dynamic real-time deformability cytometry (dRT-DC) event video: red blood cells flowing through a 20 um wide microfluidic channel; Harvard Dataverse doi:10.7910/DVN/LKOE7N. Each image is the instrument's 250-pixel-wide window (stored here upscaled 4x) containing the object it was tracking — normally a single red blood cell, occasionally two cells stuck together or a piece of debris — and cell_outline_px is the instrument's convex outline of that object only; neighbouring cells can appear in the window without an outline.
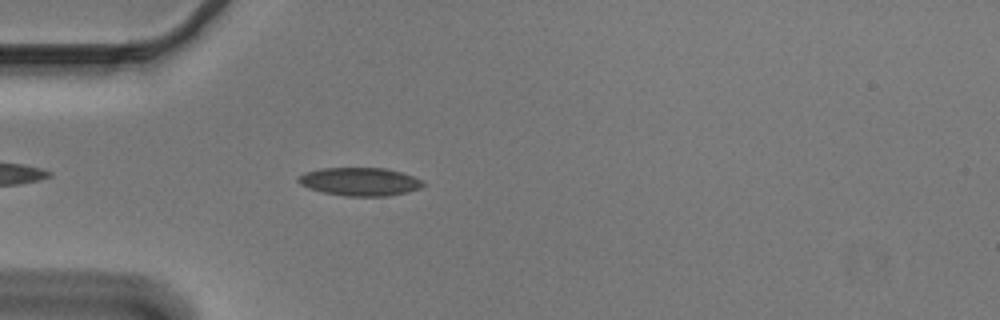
{"species": "Egyptian fruit bat (a non-hibernating species)", "species_latin": "Rousettus aegyptiacus", "temperature_condition": "cold", "stored_images_in_passage": 43, "camera_frame_rate_fps": 3000, "um_per_image_px": 0.085, "animal": {"sex": "male"}, "frame": {"image": 1, "passage_image": 5, "time_ms": 1.333, "image_size_px": [1000, 320], "cell_outline_px": [[428, 184], [420, 188], [408, 192], [388, 196], [344, 196], [324, 192], [308, 188], [300, 184], [296, 180], [296, 176], [304, 172], [320, 168], [388, 168], [424, 180]], "centroid_in_image_um": [30.59, 15.44], "position_along_channel_um": 54.4, "area_um2": 20.81}}
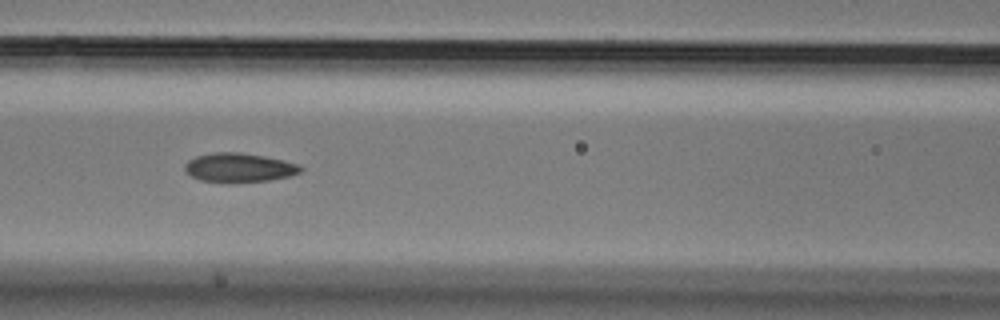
{"frame": {"image": 2, "passage_image": 13, "time_ms": 4.0, "image_size_px": [1000, 320], "cell_outline_px": [[304, 168], [300, 172], [288, 176], [268, 180], [232, 184], [228, 184], [200, 180], [184, 172], [184, 164], [188, 160], [196, 156], [212, 152], [240, 152], [264, 156], [284, 160], [300, 164]], "centroid_in_image_um": [20.29, 14.26], "position_along_channel_um": 146.3, "area_um2": 20.11}}
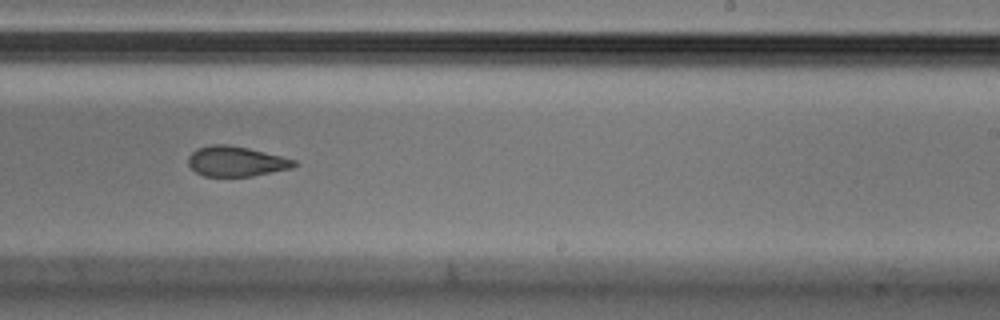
{"frame": {"image": 3, "passage_image": 23, "time_ms": 7.333, "image_size_px": [1000, 320], "cell_outline_px": [[300, 164], [292, 168], [252, 176], [204, 176], [196, 172], [188, 164], [188, 156], [196, 148], [212, 144], [228, 144], [248, 148], [296, 160]], "centroid_in_image_um": [20.07, 13.71], "position_along_channel_um": 268.9, "area_um2": 18.61}, "authors_computed_cell_mechanics": {"area_um2": 20.0566, "velocity_mm_per_s": 3.6913, "shape_relaxation_time_tau1_ms": 9.1948, "shape_relaxation_time_tau2_ms": 3.2223, "deformation_change_tau1": 0.1557, "deformation_change_tau2": 0.0779}}